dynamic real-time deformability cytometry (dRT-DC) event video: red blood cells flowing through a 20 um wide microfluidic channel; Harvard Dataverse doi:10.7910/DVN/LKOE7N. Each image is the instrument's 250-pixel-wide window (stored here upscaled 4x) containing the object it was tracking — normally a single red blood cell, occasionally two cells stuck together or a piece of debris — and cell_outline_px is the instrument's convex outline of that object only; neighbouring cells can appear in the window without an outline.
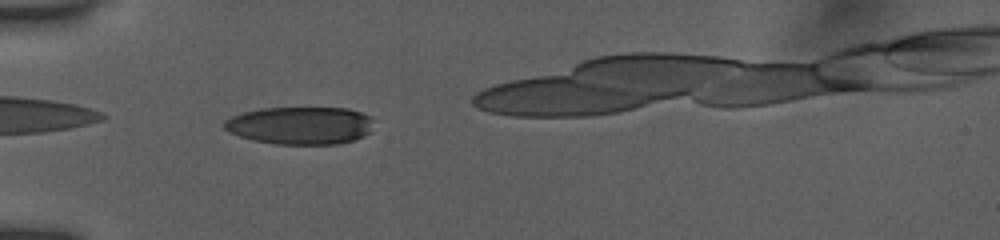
{"species": "human", "species_latin": "Homo sapiens", "temperature_condition": "room temperature", "stored_images_in_passage": 31, "camera_frame_rate_fps": 3000, "um_per_image_px": 0.085, "donor": {"sex": "female"}, "frame": {"image": 1, "passage_image": 1, "time_ms": 0.0, "image_size_px": [1000, 240], "cell_outline_px": [[372, 120], [368, 132], [364, 136], [340, 144], [276, 144], [252, 140], [240, 136], [224, 128], [224, 120], [232, 116], [244, 112], [260, 108], [348, 108], [372, 116]], "centroid_in_image_um": [25.52, 10.66], "position_along_channel_um": 59.5, "area_um2": 32.71}}
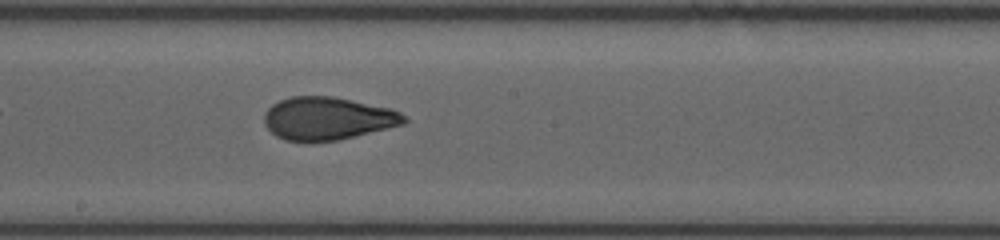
{"frame": {"image": 2, "passage_image": 14, "time_ms": 4.333, "image_size_px": [1000, 240], "cell_outline_px": [[408, 120], [404, 124], [336, 140], [308, 144], [284, 140], [276, 136], [264, 124], [264, 112], [272, 104], [280, 100], [292, 96], [332, 96], [352, 100], [388, 108], [400, 112]], "centroid_in_image_um": [27.78, 10.09], "position_along_channel_um": 220.4, "area_um2": 35.14}}
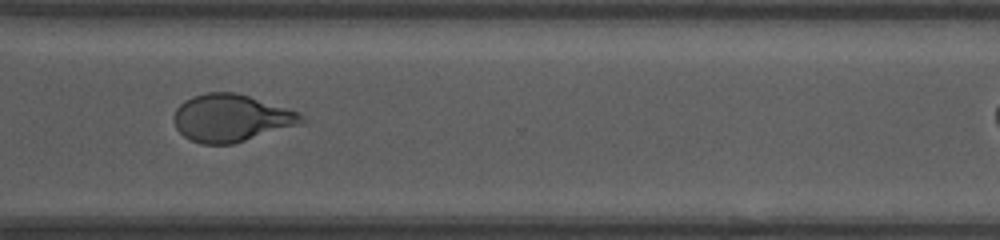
{"frame": {"image": 3, "passage_image": 24, "time_ms": 7.667, "image_size_px": [1000, 240], "cell_outline_px": [[308, 120], [304, 124], [232, 144], [200, 144], [184, 136], [176, 128], [172, 120], [172, 116], [176, 108], [184, 100], [192, 96], [208, 92], [236, 92], [296, 112]], "centroid_in_image_um": [19.62, 10.04], "position_along_channel_um": 351.0, "area_um2": 35.26}, "authors_computed_cell_mechanics": {"area_um2": 35.1424, "velocity_mm_per_s": 3.9264, "shape_relaxation_time_tau1_ms": 4.7652, "shape_relaxation_time_tau2_ms": 0.854, "deformation_change_tau1": 0.1821, "deformation_change_tau2": 0.0751}}